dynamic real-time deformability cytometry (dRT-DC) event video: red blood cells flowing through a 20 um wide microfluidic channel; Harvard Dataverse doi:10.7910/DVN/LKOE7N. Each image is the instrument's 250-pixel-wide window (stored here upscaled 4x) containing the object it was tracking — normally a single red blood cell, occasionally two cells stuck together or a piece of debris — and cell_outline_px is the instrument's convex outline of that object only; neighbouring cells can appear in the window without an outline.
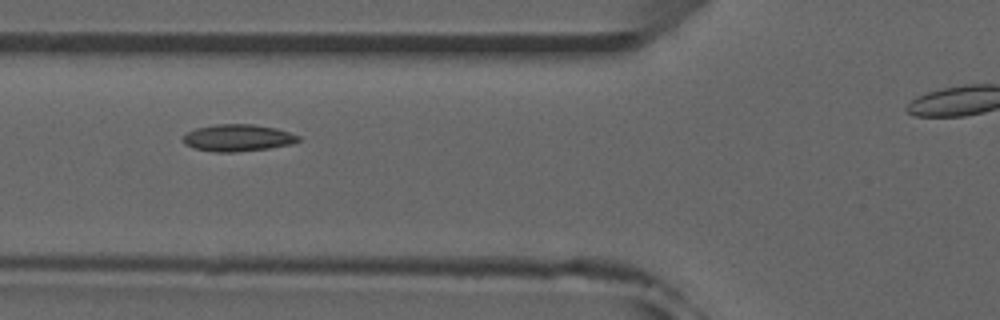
{"species": "common noctule bat (a hibernating species)", "species_latin": "Nyctalus noctula", "temperature_condition": "room temperature", "stored_images_in_passage": 46, "camera_frame_rate_fps": 3000, "um_per_image_px": 0.085, "animal": {"sex": "male", "forearm_length_mm": 52.5}, "frame": {"image": 1, "passage_image": 20, "time_ms": 6.333, "image_size_px": [1000, 320], "cell_outline_px": [[300, 140], [292, 144], [268, 148], [236, 152], [212, 152], [192, 148], [184, 144], [184, 136], [188, 132], [196, 128], [216, 124], [252, 124], [276, 128], [300, 136]], "centroid_in_image_um": [20.2, 11.72], "position_along_channel_um": 105.6, "area_um2": 18.09}}